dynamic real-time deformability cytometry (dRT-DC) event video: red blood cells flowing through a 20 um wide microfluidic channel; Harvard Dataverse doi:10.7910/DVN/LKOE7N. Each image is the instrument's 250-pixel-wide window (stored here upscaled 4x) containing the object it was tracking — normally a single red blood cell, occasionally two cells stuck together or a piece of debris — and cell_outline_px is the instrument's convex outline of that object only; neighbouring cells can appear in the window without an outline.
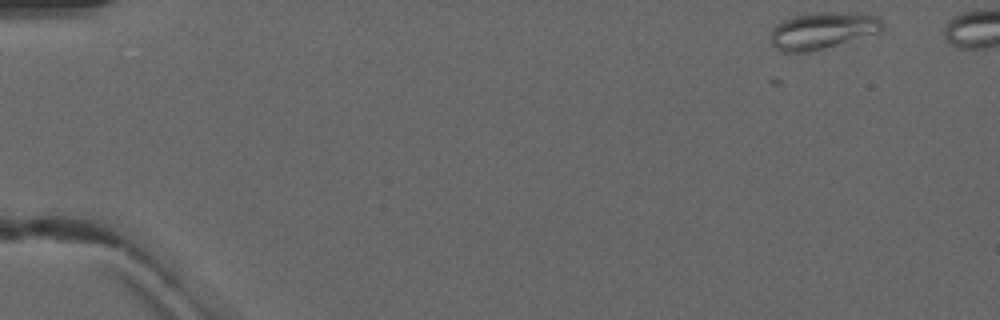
{"species": "common noctule bat (a hibernating species)", "species_latin": "Nyctalus noctula", "temperature_condition": "warm", "stored_images_in_passage": 5, "camera_frame_rate_fps": 3000, "um_per_image_px": 0.085, "animal": {"sex": "male", "forearm_length_mm": 52.5}, "frame": {"image": 1, "passage_image": 1, "time_ms": 0.0, "image_size_px": [1000, 320], "cell_outline_px": [[884, 28], [880, 32], [824, 48], [804, 52], [784, 52], [776, 48], [772, 44], [772, 28], [776, 24], [784, 20], [796, 16], [820, 12], [876, 16], [884, 24]], "centroid_in_image_um": [69.89, 2.62], "position_along_channel_um": 15.1, "area_um2": 23.18}}